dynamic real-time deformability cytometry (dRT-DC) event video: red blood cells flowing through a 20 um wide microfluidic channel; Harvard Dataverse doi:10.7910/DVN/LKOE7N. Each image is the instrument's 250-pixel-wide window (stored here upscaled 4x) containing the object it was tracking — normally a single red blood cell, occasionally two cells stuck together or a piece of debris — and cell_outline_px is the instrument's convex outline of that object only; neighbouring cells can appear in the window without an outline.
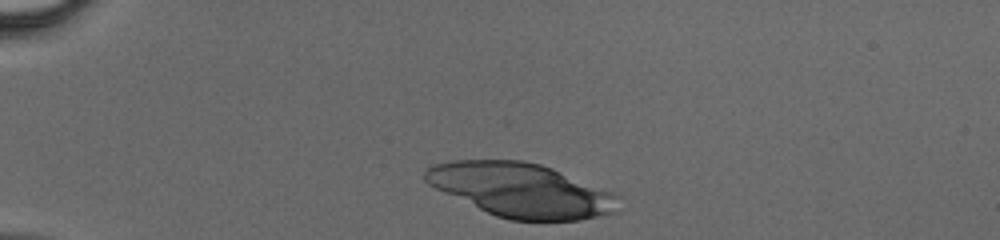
{"species": "human", "species_latin": "Homo sapiens", "temperature_condition": "cold", "stored_images_in_passage": 22, "camera_frame_rate_fps": 3000, "um_per_image_px": 0.085, "donor": {"sex": "male"}, "frame": {"image": 1, "passage_image": 1, "time_ms": 0.0, "image_size_px": [1000, 240], "cell_outline_px": [[620, 196], [616, 212], [580, 220], [512, 220], [496, 216], [444, 192], [428, 184], [424, 180], [424, 172], [432, 164], [452, 160], [524, 160], [540, 164], [552, 168], [612, 192]], "centroid_in_image_um": [44.29, 16.15], "position_along_channel_um": 40.7, "area_um2": 60.29}}